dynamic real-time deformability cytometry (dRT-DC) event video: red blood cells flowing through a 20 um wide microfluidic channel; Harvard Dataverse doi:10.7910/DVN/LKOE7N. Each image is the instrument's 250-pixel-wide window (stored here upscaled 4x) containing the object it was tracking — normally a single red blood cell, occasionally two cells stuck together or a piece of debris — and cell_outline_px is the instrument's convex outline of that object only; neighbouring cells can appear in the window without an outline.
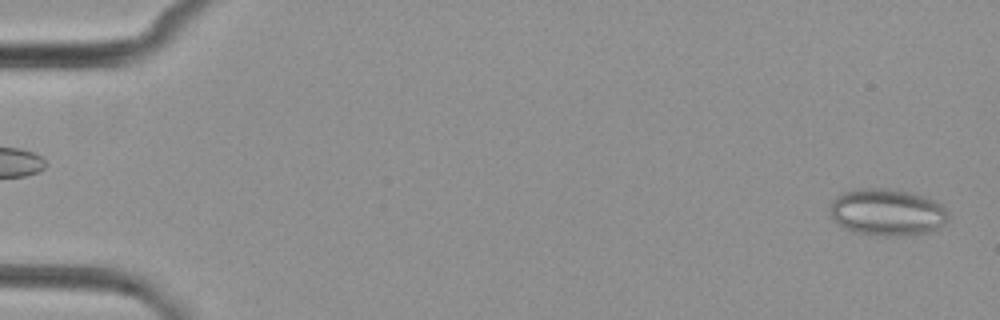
{"species": "common noctule bat (a hibernating species)", "species_latin": "Nyctalus noctula", "temperature_condition": "cold", "stored_images_in_passage": 3, "camera_frame_rate_fps": 3000, "um_per_image_px": 0.085, "animal": {"sex": "female", "body_mass_g": 29.2, "forearm_length_mm": 56.3}, "frame": {"image": 1, "passage_image": 3, "time_ms": 2.333, "image_size_px": [1000, 320], "cell_outline_px": [[948, 216], [944, 224], [936, 232], [888, 236], [884, 236], [852, 232], [840, 224], [832, 216], [832, 200], [836, 196], [844, 192], [860, 188], [888, 188], [912, 192], [936, 200], [948, 212]], "centroid_in_image_um": [75.47, 18.03], "position_along_channel_um": 9.5, "area_um2": 32.37}}